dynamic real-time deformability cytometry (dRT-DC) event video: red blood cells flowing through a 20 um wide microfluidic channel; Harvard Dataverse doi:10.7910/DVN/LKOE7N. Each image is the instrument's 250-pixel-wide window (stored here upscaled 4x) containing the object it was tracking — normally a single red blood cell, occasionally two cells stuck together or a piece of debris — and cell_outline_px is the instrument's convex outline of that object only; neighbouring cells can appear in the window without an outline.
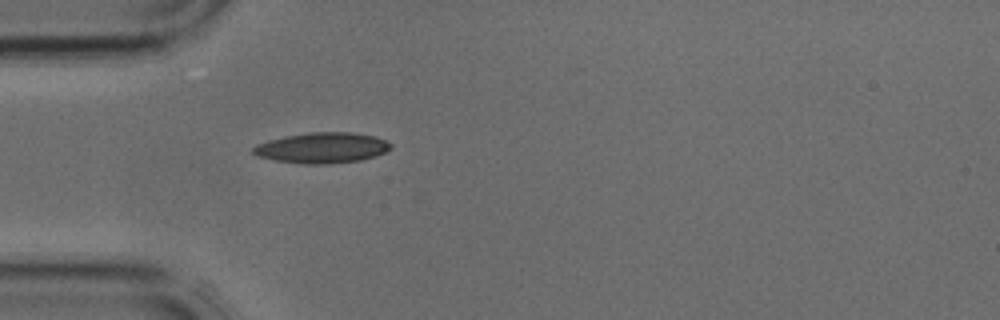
{"species": "common noctule bat (a hibernating species)", "species_latin": "Nyctalus noctula", "temperature_condition": "cold", "stored_images_in_passage": 1, "camera_frame_rate_fps": 3000, "um_per_image_px": 0.085, "animal": {"sex": "male", "body_mass_g": 17.9, "forearm_length_mm": 54.2}, "frame": {"image": 1, "passage_image": 1, "time_ms": 0.0, "image_size_px": [1000, 320], "cell_outline_px": [[392, 148], [376, 156], [360, 160], [328, 164], [304, 164], [276, 160], [256, 156], [252, 152], [252, 148], [256, 144], [268, 140], [284, 136], [308, 132], [352, 132], [376, 136], [392, 144]], "centroid_in_image_um": [27.37, 12.56], "position_along_channel_um": 57.6, "area_um2": 24.68}}